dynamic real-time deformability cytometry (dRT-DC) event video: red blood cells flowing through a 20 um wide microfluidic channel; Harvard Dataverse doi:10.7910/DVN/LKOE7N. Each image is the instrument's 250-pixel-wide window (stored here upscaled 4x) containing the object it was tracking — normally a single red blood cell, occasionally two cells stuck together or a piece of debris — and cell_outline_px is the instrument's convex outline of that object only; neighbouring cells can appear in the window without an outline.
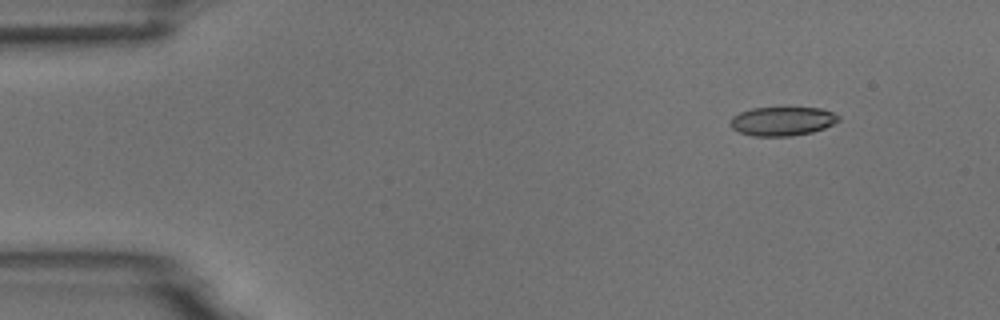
{"species": "common noctule bat (a hibernating species)", "species_latin": "Nyctalus noctula", "temperature_condition": "room temperature", "stored_images_in_passage": 5, "camera_frame_rate_fps": 3000, "um_per_image_px": 0.085, "animal": {"sex": "male", "body_mass_g": 18.8}, "frame": {"image": 1, "passage_image": 2, "time_ms": 1.333, "image_size_px": [1000, 320], "cell_outline_px": [[840, 120], [824, 128], [812, 132], [792, 136], [752, 136], [740, 132], [732, 128], [728, 124], [732, 116], [740, 112], [752, 108], [820, 108], [832, 112], [840, 116]], "centroid_in_image_um": [66.47, 10.3], "position_along_channel_um": 18.5, "area_um2": 18.26}}
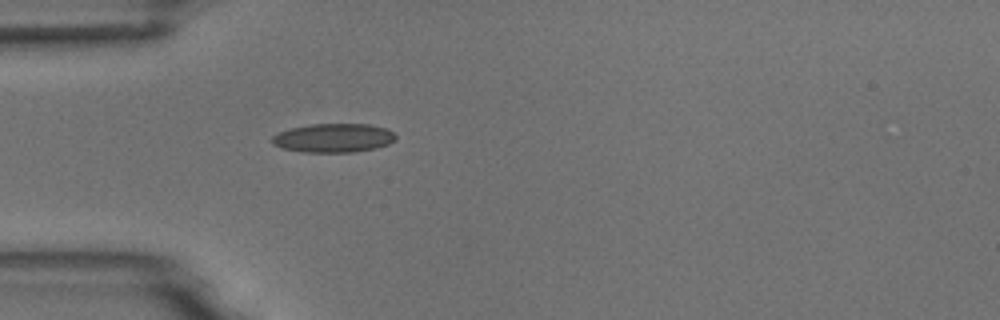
{"frame": {"image": 2, "passage_image": 5, "time_ms": 4.667, "image_size_px": [1000, 320], "cell_outline_px": [[396, 140], [388, 144], [376, 148], [352, 152], [304, 152], [284, 148], [272, 144], [272, 136], [280, 132], [292, 128], [312, 124], [368, 124], [388, 128], [396, 136]], "centroid_in_image_um": [28.39, 11.72], "position_along_channel_um": 56.6, "area_um2": 20.69}}